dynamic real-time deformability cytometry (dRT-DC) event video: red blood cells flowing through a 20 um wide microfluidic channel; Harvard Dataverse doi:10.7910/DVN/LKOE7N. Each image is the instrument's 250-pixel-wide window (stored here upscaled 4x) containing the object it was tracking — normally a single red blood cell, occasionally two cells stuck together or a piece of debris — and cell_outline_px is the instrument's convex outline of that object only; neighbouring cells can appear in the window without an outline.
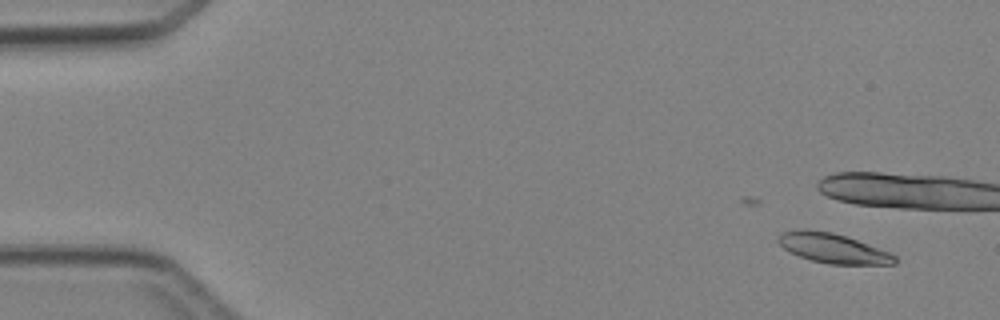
{"species": "Egyptian fruit bat (a non-hibernating species)", "species_latin": "Rousettus aegyptiacus", "temperature_condition": "cold", "stored_images_in_passage": 11, "camera_frame_rate_fps": 3000, "um_per_image_px": 0.085, "animal": {"sex": "female"}, "frame": {"image": 1, "passage_image": 2, "time_ms": 1.333, "image_size_px": [1000, 320], "cell_outline_px": [[896, 264], [828, 264], [812, 260], [788, 252], [776, 240], [784, 232], [804, 228], [832, 232], [856, 240], [888, 252], [896, 256]], "centroid_in_image_um": [70.77, 21.1], "position_along_channel_um": 14.2, "area_um2": 19.83}}
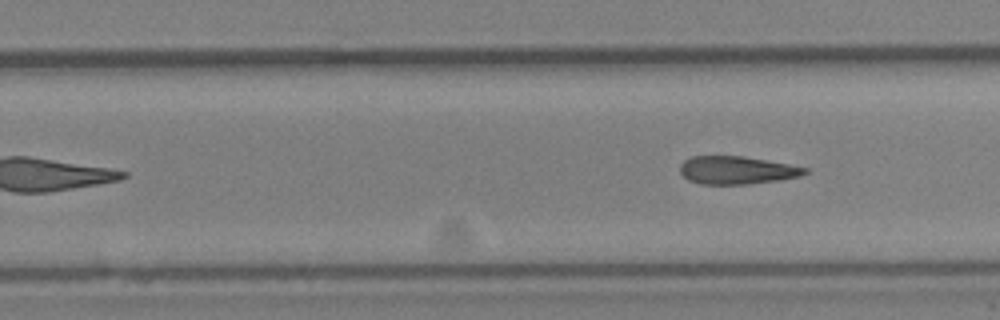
{"frame": {"image": 2, "passage_image": 11, "time_ms": 12.667, "image_size_px": [1000, 320], "cell_outline_px": [[808, 172], [800, 176], [776, 180], [748, 184], [700, 184], [688, 180], [680, 172], [680, 164], [684, 160], [692, 156], [740, 156], [764, 160], [808, 168]], "centroid_in_image_um": [62.57, 14.47], "position_along_channel_um": 267.2, "area_um2": 20.06}}